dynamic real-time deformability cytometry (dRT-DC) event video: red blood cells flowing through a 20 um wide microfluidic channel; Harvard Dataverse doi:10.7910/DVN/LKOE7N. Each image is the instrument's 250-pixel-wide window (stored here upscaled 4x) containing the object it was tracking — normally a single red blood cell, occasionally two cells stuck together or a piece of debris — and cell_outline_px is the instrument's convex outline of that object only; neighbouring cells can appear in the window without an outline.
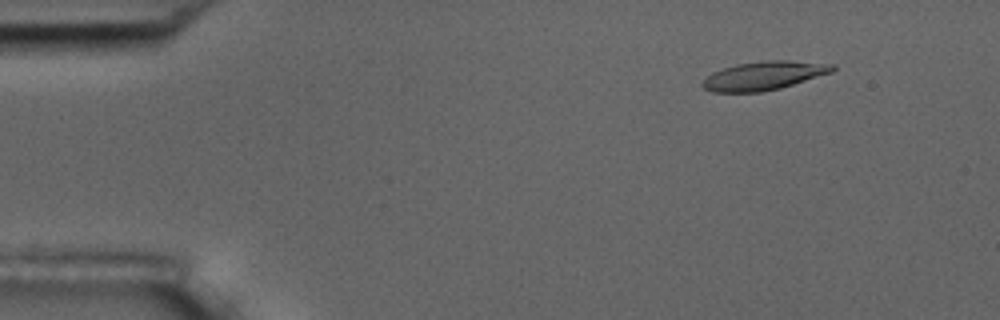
{"species": "common noctule bat (a hibernating species)", "species_latin": "Nyctalus noctula", "temperature_condition": "room temperature", "stored_images_in_passage": 17, "camera_frame_rate_fps": 3000, "um_per_image_px": 0.085, "animal": {"sex": "male", "body_mass_g": 17.5, "forearm_length_mm": 52.3}, "frame": {"image": 1, "passage_image": 7, "time_ms": 2.0, "image_size_px": [1000, 320], "cell_outline_px": [[836, 68], [832, 72], [780, 88], [760, 92], [712, 92], [704, 88], [700, 84], [712, 72], [736, 64], [764, 60], [788, 60], [836, 64]], "centroid_in_image_um": [64.94, 6.42], "position_along_channel_um": 20.1, "area_um2": 21.68}}
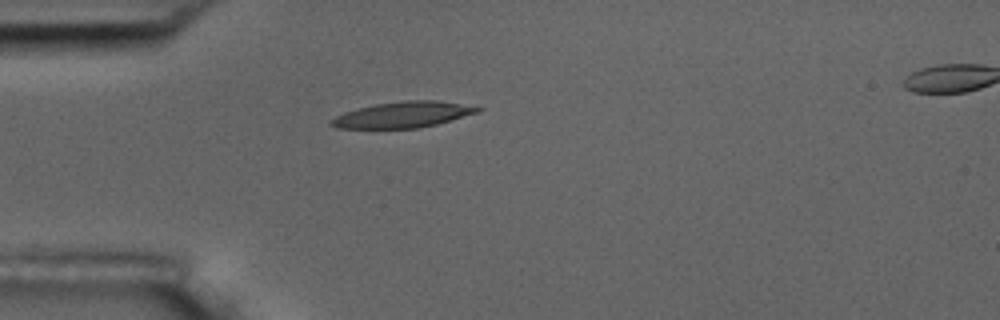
{"frame": {"image": 2, "passage_image": 16, "time_ms": 5.0, "image_size_px": [1000, 320], "cell_outline_px": [[484, 108], [480, 112], [452, 120], [436, 124], [416, 128], [336, 128], [328, 124], [328, 120], [344, 112], [376, 104], [404, 100], [440, 100]], "centroid_in_image_um": [34.26, 9.74], "position_along_channel_um": 50.7, "area_um2": 22.14}}